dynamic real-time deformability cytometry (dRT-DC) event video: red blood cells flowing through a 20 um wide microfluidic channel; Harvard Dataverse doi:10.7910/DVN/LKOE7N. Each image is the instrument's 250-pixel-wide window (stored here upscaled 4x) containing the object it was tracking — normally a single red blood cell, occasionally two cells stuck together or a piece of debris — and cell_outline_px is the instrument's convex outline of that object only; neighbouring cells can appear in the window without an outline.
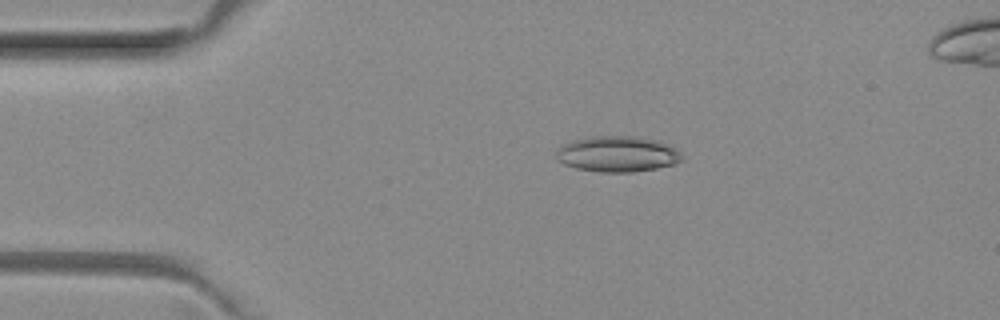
{"species": "common noctule bat (a hibernating species)", "species_latin": "Nyctalus noctula", "temperature_condition": "room temperature", "stored_images_in_passage": 5, "camera_frame_rate_fps": 3000, "um_per_image_px": 0.085, "animal": {"sex": "female", "body_mass_g": 29.2, "forearm_length_mm": 56.3}, "frame": {"image": 1, "passage_image": 3, "time_ms": 0.667, "image_size_px": [1000, 320], "cell_outline_px": [[684, 160], [672, 164], [656, 168], [632, 172], [600, 172], [576, 168], [564, 164], [556, 160], [556, 148], [560, 144], [572, 140], [592, 136], [636, 136], [660, 140], [676, 148], [680, 152]], "centroid_in_image_um": [52.46, 13.08], "position_along_channel_um": 32.5, "area_um2": 26.59}}